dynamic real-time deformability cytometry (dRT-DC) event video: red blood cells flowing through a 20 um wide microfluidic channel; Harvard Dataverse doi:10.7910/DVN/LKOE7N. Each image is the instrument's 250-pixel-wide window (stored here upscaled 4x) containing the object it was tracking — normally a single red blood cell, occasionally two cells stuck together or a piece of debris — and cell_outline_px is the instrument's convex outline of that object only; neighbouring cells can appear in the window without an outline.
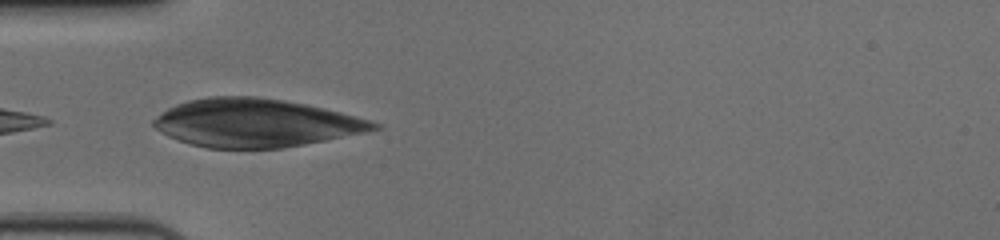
{"species": "human", "species_latin": "Homo sapiens", "temperature_condition": "cold", "stored_images_in_passage": 25, "camera_frame_rate_fps": 3000, "um_per_image_px": 0.085, "donor": {"sex": "female"}, "frame": {"image": 1, "passage_image": 1, "time_ms": 0.0, "image_size_px": [1000, 240], "cell_outline_px": [[384, 128], [304, 144], [280, 148], [208, 148], [188, 144], [168, 136], [160, 132], [152, 124], [152, 120], [160, 112], [176, 104], [188, 100], [208, 96], [256, 96], [284, 100], [324, 108], [340, 112], [384, 124]], "centroid_in_image_um": [21.69, 10.44], "position_along_channel_um": 63.3, "area_um2": 61.79}}
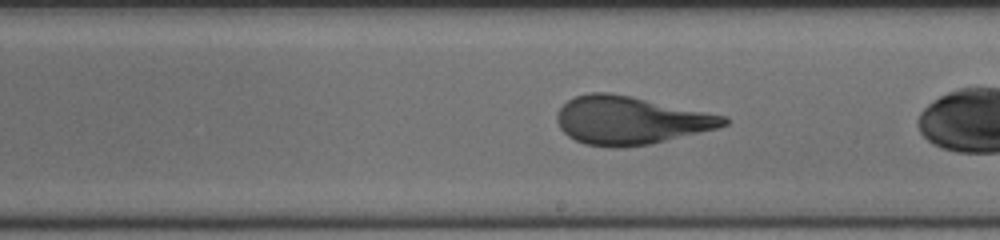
{"frame": {"image": 2, "passage_image": 13, "time_ms": 4.0, "image_size_px": [1000, 240], "cell_outline_px": [[728, 124], [716, 128], [652, 144], [624, 148], [608, 148], [584, 144], [568, 136], [560, 128], [556, 120], [556, 116], [560, 108], [568, 100], [576, 96], [588, 92], [608, 92], [632, 96], [728, 116]], "centroid_in_image_um": [53.57, 10.24], "position_along_channel_um": 235.4, "area_um2": 46.99}}
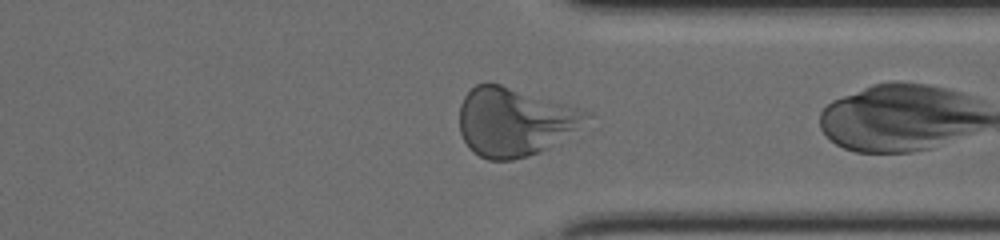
{"frame": {"image": 3, "passage_image": 24, "time_ms": 7.667, "image_size_px": [1000, 240], "cell_outline_px": [[592, 116], [548, 148], [528, 156], [512, 160], [488, 160], [472, 152], [468, 148], [460, 132], [460, 104], [464, 96], [476, 84], [488, 80], [580, 108], [592, 112]], "centroid_in_image_um": [43.68, 10.33], "position_along_channel_um": 367.7, "area_um2": 50.58}}